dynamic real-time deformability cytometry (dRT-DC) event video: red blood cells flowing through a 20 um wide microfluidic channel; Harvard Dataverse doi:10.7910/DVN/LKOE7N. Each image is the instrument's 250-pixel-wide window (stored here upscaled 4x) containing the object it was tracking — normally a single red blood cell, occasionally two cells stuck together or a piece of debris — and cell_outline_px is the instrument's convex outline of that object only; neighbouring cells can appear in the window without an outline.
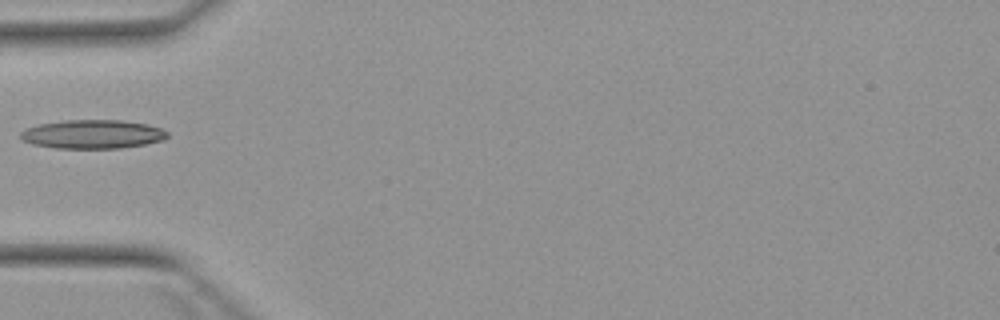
{"species": "Egyptian fruit bat (a non-hibernating species)", "species_latin": "Rousettus aegyptiacus", "temperature_condition": "warm", "stored_images_in_passage": 5, "camera_frame_rate_fps": 3000, "um_per_image_px": 0.085, "animal": {"sex": "female"}, "frame": {"image": 1, "passage_image": 5, "time_ms": 4.667, "image_size_px": [1000, 320], "cell_outline_px": [[168, 136], [164, 140], [144, 144], [120, 148], [56, 148], [32, 144], [20, 140], [20, 132], [24, 128], [40, 124], [64, 120], [120, 120], [148, 124], [160, 128], [168, 132]], "centroid_in_image_um": [7.84, 11.4], "position_along_channel_um": 77.2, "area_um2": 24.74}}